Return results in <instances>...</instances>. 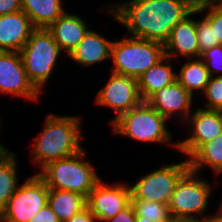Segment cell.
<instances>
[{"mask_svg":"<svg viewBox=\"0 0 222 222\" xmlns=\"http://www.w3.org/2000/svg\"><path fill=\"white\" fill-rule=\"evenodd\" d=\"M197 0H129L113 5L110 14L135 38L166 42L172 28L196 6Z\"/></svg>","mask_w":222,"mask_h":222,"instance_id":"obj_1","label":"cell"},{"mask_svg":"<svg viewBox=\"0 0 222 222\" xmlns=\"http://www.w3.org/2000/svg\"><path fill=\"white\" fill-rule=\"evenodd\" d=\"M43 131L34 141L32 159L41 169L48 163L77 154L84 148L80 145V118L48 114Z\"/></svg>","mask_w":222,"mask_h":222,"instance_id":"obj_2","label":"cell"},{"mask_svg":"<svg viewBox=\"0 0 222 222\" xmlns=\"http://www.w3.org/2000/svg\"><path fill=\"white\" fill-rule=\"evenodd\" d=\"M85 155L83 149L70 157L50 162L37 174L49 189L74 191L87 198L100 178L91 162L84 161Z\"/></svg>","mask_w":222,"mask_h":222,"instance_id":"obj_3","label":"cell"},{"mask_svg":"<svg viewBox=\"0 0 222 222\" xmlns=\"http://www.w3.org/2000/svg\"><path fill=\"white\" fill-rule=\"evenodd\" d=\"M166 121L147 101H142L112 120V132L141 142L169 143L171 133L166 127Z\"/></svg>","mask_w":222,"mask_h":222,"instance_id":"obj_4","label":"cell"},{"mask_svg":"<svg viewBox=\"0 0 222 222\" xmlns=\"http://www.w3.org/2000/svg\"><path fill=\"white\" fill-rule=\"evenodd\" d=\"M165 56L164 44L135 37L113 41L111 60L112 73L138 79L150 67Z\"/></svg>","mask_w":222,"mask_h":222,"instance_id":"obj_5","label":"cell"},{"mask_svg":"<svg viewBox=\"0 0 222 222\" xmlns=\"http://www.w3.org/2000/svg\"><path fill=\"white\" fill-rule=\"evenodd\" d=\"M62 50L45 28H36L19 52L29 81L41 93Z\"/></svg>","mask_w":222,"mask_h":222,"instance_id":"obj_6","label":"cell"},{"mask_svg":"<svg viewBox=\"0 0 222 222\" xmlns=\"http://www.w3.org/2000/svg\"><path fill=\"white\" fill-rule=\"evenodd\" d=\"M211 189L210 183L189 170L177 183L168 203L173 220H199L196 214L206 211Z\"/></svg>","mask_w":222,"mask_h":222,"instance_id":"obj_7","label":"cell"},{"mask_svg":"<svg viewBox=\"0 0 222 222\" xmlns=\"http://www.w3.org/2000/svg\"><path fill=\"white\" fill-rule=\"evenodd\" d=\"M161 167L140 177L130 186L131 200L169 203L179 180L190 170L188 159Z\"/></svg>","mask_w":222,"mask_h":222,"instance_id":"obj_8","label":"cell"},{"mask_svg":"<svg viewBox=\"0 0 222 222\" xmlns=\"http://www.w3.org/2000/svg\"><path fill=\"white\" fill-rule=\"evenodd\" d=\"M49 188L37 174L19 185L0 215L4 222H29L48 204Z\"/></svg>","mask_w":222,"mask_h":222,"instance_id":"obj_9","label":"cell"},{"mask_svg":"<svg viewBox=\"0 0 222 222\" xmlns=\"http://www.w3.org/2000/svg\"><path fill=\"white\" fill-rule=\"evenodd\" d=\"M95 101L98 105L114 109L115 119L142 102L138 90V80L111 72L108 82L97 93Z\"/></svg>","mask_w":222,"mask_h":222,"instance_id":"obj_10","label":"cell"},{"mask_svg":"<svg viewBox=\"0 0 222 222\" xmlns=\"http://www.w3.org/2000/svg\"><path fill=\"white\" fill-rule=\"evenodd\" d=\"M0 93L39 99L41 93L29 81L19 52L0 51Z\"/></svg>","mask_w":222,"mask_h":222,"instance_id":"obj_11","label":"cell"},{"mask_svg":"<svg viewBox=\"0 0 222 222\" xmlns=\"http://www.w3.org/2000/svg\"><path fill=\"white\" fill-rule=\"evenodd\" d=\"M86 199L87 208L99 222H103L116 216L131 203L130 187L121 182L106 185L100 180Z\"/></svg>","mask_w":222,"mask_h":222,"instance_id":"obj_12","label":"cell"},{"mask_svg":"<svg viewBox=\"0 0 222 222\" xmlns=\"http://www.w3.org/2000/svg\"><path fill=\"white\" fill-rule=\"evenodd\" d=\"M189 124L192 134L181 142L172 143L181 153L188 158L204 143L213 141L222 131V111L197 108L189 115Z\"/></svg>","mask_w":222,"mask_h":222,"instance_id":"obj_13","label":"cell"},{"mask_svg":"<svg viewBox=\"0 0 222 222\" xmlns=\"http://www.w3.org/2000/svg\"><path fill=\"white\" fill-rule=\"evenodd\" d=\"M192 101L193 96L177 80L171 85L163 87L147 100L167 120L175 114L177 117L179 114L182 119L184 117V120H187L192 112Z\"/></svg>","mask_w":222,"mask_h":222,"instance_id":"obj_14","label":"cell"},{"mask_svg":"<svg viewBox=\"0 0 222 222\" xmlns=\"http://www.w3.org/2000/svg\"><path fill=\"white\" fill-rule=\"evenodd\" d=\"M196 13L195 8L172 28L169 38L164 43L165 56L173 59L181 54L187 58H200L196 20L190 18Z\"/></svg>","mask_w":222,"mask_h":222,"instance_id":"obj_15","label":"cell"},{"mask_svg":"<svg viewBox=\"0 0 222 222\" xmlns=\"http://www.w3.org/2000/svg\"><path fill=\"white\" fill-rule=\"evenodd\" d=\"M35 29L22 10L0 16V51L20 52Z\"/></svg>","mask_w":222,"mask_h":222,"instance_id":"obj_16","label":"cell"},{"mask_svg":"<svg viewBox=\"0 0 222 222\" xmlns=\"http://www.w3.org/2000/svg\"><path fill=\"white\" fill-rule=\"evenodd\" d=\"M47 30L66 55L80 43L89 31L87 22L78 15L64 12Z\"/></svg>","mask_w":222,"mask_h":222,"instance_id":"obj_17","label":"cell"},{"mask_svg":"<svg viewBox=\"0 0 222 222\" xmlns=\"http://www.w3.org/2000/svg\"><path fill=\"white\" fill-rule=\"evenodd\" d=\"M113 40L109 41L97 31L86 33L80 43L69 53L70 59L84 67L111 58Z\"/></svg>","mask_w":222,"mask_h":222,"instance_id":"obj_18","label":"cell"},{"mask_svg":"<svg viewBox=\"0 0 222 222\" xmlns=\"http://www.w3.org/2000/svg\"><path fill=\"white\" fill-rule=\"evenodd\" d=\"M171 61L164 56L137 79L142 101H147L154 93L176 81V73L169 65Z\"/></svg>","mask_w":222,"mask_h":222,"instance_id":"obj_19","label":"cell"},{"mask_svg":"<svg viewBox=\"0 0 222 222\" xmlns=\"http://www.w3.org/2000/svg\"><path fill=\"white\" fill-rule=\"evenodd\" d=\"M61 0H21V9L35 28L47 29L65 11Z\"/></svg>","mask_w":222,"mask_h":222,"instance_id":"obj_20","label":"cell"},{"mask_svg":"<svg viewBox=\"0 0 222 222\" xmlns=\"http://www.w3.org/2000/svg\"><path fill=\"white\" fill-rule=\"evenodd\" d=\"M48 205L59 221L65 222L87 207V199L78 192L49 189Z\"/></svg>","mask_w":222,"mask_h":222,"instance_id":"obj_21","label":"cell"},{"mask_svg":"<svg viewBox=\"0 0 222 222\" xmlns=\"http://www.w3.org/2000/svg\"><path fill=\"white\" fill-rule=\"evenodd\" d=\"M190 170L198 173L208 165L216 174L222 172V131L213 141L202 144L189 158Z\"/></svg>","mask_w":222,"mask_h":222,"instance_id":"obj_22","label":"cell"},{"mask_svg":"<svg viewBox=\"0 0 222 222\" xmlns=\"http://www.w3.org/2000/svg\"><path fill=\"white\" fill-rule=\"evenodd\" d=\"M210 74L200 59L187 60L181 67L179 73L176 72V80L194 97V92L200 91L203 94L209 82Z\"/></svg>","mask_w":222,"mask_h":222,"instance_id":"obj_23","label":"cell"},{"mask_svg":"<svg viewBox=\"0 0 222 222\" xmlns=\"http://www.w3.org/2000/svg\"><path fill=\"white\" fill-rule=\"evenodd\" d=\"M17 160L11 151L0 160V213L19 186Z\"/></svg>","mask_w":222,"mask_h":222,"instance_id":"obj_24","label":"cell"},{"mask_svg":"<svg viewBox=\"0 0 222 222\" xmlns=\"http://www.w3.org/2000/svg\"><path fill=\"white\" fill-rule=\"evenodd\" d=\"M138 217H144L151 222H172L168 204L156 201L131 200Z\"/></svg>","mask_w":222,"mask_h":222,"instance_id":"obj_25","label":"cell"},{"mask_svg":"<svg viewBox=\"0 0 222 222\" xmlns=\"http://www.w3.org/2000/svg\"><path fill=\"white\" fill-rule=\"evenodd\" d=\"M195 8L197 13L207 12L204 17L214 28L215 39L222 45V4L214 0H197Z\"/></svg>","mask_w":222,"mask_h":222,"instance_id":"obj_26","label":"cell"},{"mask_svg":"<svg viewBox=\"0 0 222 222\" xmlns=\"http://www.w3.org/2000/svg\"><path fill=\"white\" fill-rule=\"evenodd\" d=\"M203 94L207 99L204 109L222 111V76H211Z\"/></svg>","mask_w":222,"mask_h":222,"instance_id":"obj_27","label":"cell"},{"mask_svg":"<svg viewBox=\"0 0 222 222\" xmlns=\"http://www.w3.org/2000/svg\"><path fill=\"white\" fill-rule=\"evenodd\" d=\"M196 28L200 54L207 49L220 45L218 39H215L214 28L211 27L210 22L205 17L196 21Z\"/></svg>","mask_w":222,"mask_h":222,"instance_id":"obj_28","label":"cell"},{"mask_svg":"<svg viewBox=\"0 0 222 222\" xmlns=\"http://www.w3.org/2000/svg\"><path fill=\"white\" fill-rule=\"evenodd\" d=\"M200 59L204 62L210 76L222 71V45L214 46L201 53ZM216 76H222V73Z\"/></svg>","mask_w":222,"mask_h":222,"instance_id":"obj_29","label":"cell"},{"mask_svg":"<svg viewBox=\"0 0 222 222\" xmlns=\"http://www.w3.org/2000/svg\"><path fill=\"white\" fill-rule=\"evenodd\" d=\"M136 212L132 203L121 210L116 216L103 222H135Z\"/></svg>","mask_w":222,"mask_h":222,"instance_id":"obj_30","label":"cell"},{"mask_svg":"<svg viewBox=\"0 0 222 222\" xmlns=\"http://www.w3.org/2000/svg\"><path fill=\"white\" fill-rule=\"evenodd\" d=\"M29 222H60L57 215L47 204Z\"/></svg>","mask_w":222,"mask_h":222,"instance_id":"obj_31","label":"cell"},{"mask_svg":"<svg viewBox=\"0 0 222 222\" xmlns=\"http://www.w3.org/2000/svg\"><path fill=\"white\" fill-rule=\"evenodd\" d=\"M21 10V0H0V16Z\"/></svg>","mask_w":222,"mask_h":222,"instance_id":"obj_32","label":"cell"},{"mask_svg":"<svg viewBox=\"0 0 222 222\" xmlns=\"http://www.w3.org/2000/svg\"><path fill=\"white\" fill-rule=\"evenodd\" d=\"M97 218L92 214V212L86 207L80 213L74 215L69 220L65 222H97Z\"/></svg>","mask_w":222,"mask_h":222,"instance_id":"obj_33","label":"cell"},{"mask_svg":"<svg viewBox=\"0 0 222 222\" xmlns=\"http://www.w3.org/2000/svg\"><path fill=\"white\" fill-rule=\"evenodd\" d=\"M219 214L217 215H203L202 218H199V222H222V207L218 206Z\"/></svg>","mask_w":222,"mask_h":222,"instance_id":"obj_34","label":"cell"},{"mask_svg":"<svg viewBox=\"0 0 222 222\" xmlns=\"http://www.w3.org/2000/svg\"><path fill=\"white\" fill-rule=\"evenodd\" d=\"M10 151L8 149H6L5 146H3L1 143H0V160L6 156Z\"/></svg>","mask_w":222,"mask_h":222,"instance_id":"obj_35","label":"cell"},{"mask_svg":"<svg viewBox=\"0 0 222 222\" xmlns=\"http://www.w3.org/2000/svg\"><path fill=\"white\" fill-rule=\"evenodd\" d=\"M135 222H151V221L147 220V219L144 218V217H138V216L136 215V220H135Z\"/></svg>","mask_w":222,"mask_h":222,"instance_id":"obj_36","label":"cell"},{"mask_svg":"<svg viewBox=\"0 0 222 222\" xmlns=\"http://www.w3.org/2000/svg\"><path fill=\"white\" fill-rule=\"evenodd\" d=\"M172 222H199V220H173Z\"/></svg>","mask_w":222,"mask_h":222,"instance_id":"obj_37","label":"cell"},{"mask_svg":"<svg viewBox=\"0 0 222 222\" xmlns=\"http://www.w3.org/2000/svg\"><path fill=\"white\" fill-rule=\"evenodd\" d=\"M216 2H219L220 4H222V0H214Z\"/></svg>","mask_w":222,"mask_h":222,"instance_id":"obj_38","label":"cell"}]
</instances>
